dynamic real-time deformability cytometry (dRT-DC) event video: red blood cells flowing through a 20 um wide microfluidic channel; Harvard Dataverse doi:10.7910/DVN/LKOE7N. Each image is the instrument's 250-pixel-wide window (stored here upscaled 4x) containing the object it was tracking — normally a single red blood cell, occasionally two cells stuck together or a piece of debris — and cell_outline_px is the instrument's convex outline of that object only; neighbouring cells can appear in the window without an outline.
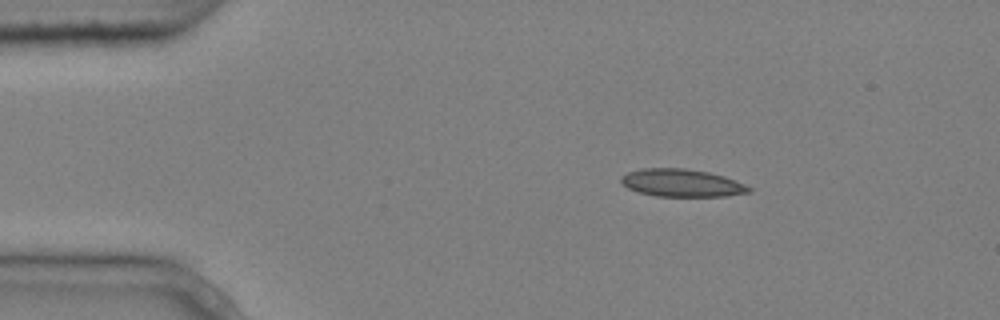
{"species": "common noctule bat (a hibernating species)", "species_latin": "Nyctalus noctula", "temperature_condition": "cold", "stored_images_in_passage": 3, "camera_frame_rate_fps": 3000, "um_per_image_px": 0.085, "animal": {"sex": "male", "body_mass_g": 20.4}, "frame": {"image": 1, "passage_image": 1, "time_ms": 0.0, "image_size_px": [1000, 320], "cell_outline_px": [[752, 192], [724, 196], [656, 196], [640, 192], [628, 188], [620, 180], [620, 176], [628, 172], [640, 168], [684, 168], [708, 172], [724, 176], [736, 180], [752, 188]], "centroid_in_image_um": [57.96, 15.54], "position_along_channel_um": 27.0, "area_um2": 20.58}}
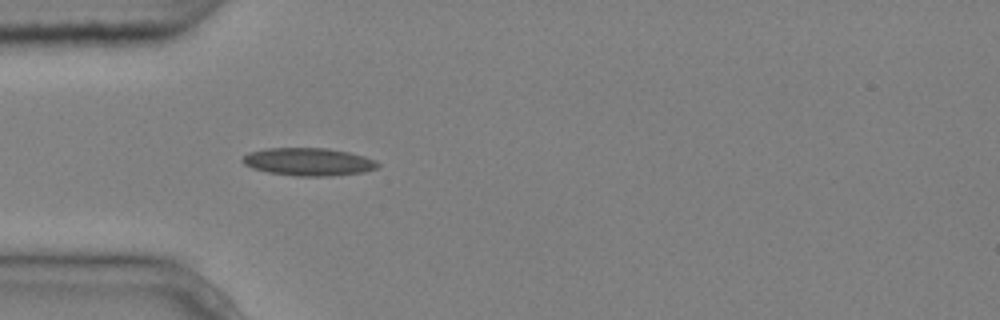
{"frame": {"image": 2, "passage_image": 3, "time_ms": 0.667, "image_size_px": [1000, 320], "cell_outline_px": [[380, 164], [376, 168], [364, 172], [328, 176], [296, 176], [268, 172], [252, 168], [244, 164], [240, 160], [248, 152], [264, 148], [328, 148], [348, 152], [364, 156], [376, 160]], "centroid_in_image_um": [26.2, 13.75], "position_along_channel_um": 58.8, "area_um2": 21.96}}